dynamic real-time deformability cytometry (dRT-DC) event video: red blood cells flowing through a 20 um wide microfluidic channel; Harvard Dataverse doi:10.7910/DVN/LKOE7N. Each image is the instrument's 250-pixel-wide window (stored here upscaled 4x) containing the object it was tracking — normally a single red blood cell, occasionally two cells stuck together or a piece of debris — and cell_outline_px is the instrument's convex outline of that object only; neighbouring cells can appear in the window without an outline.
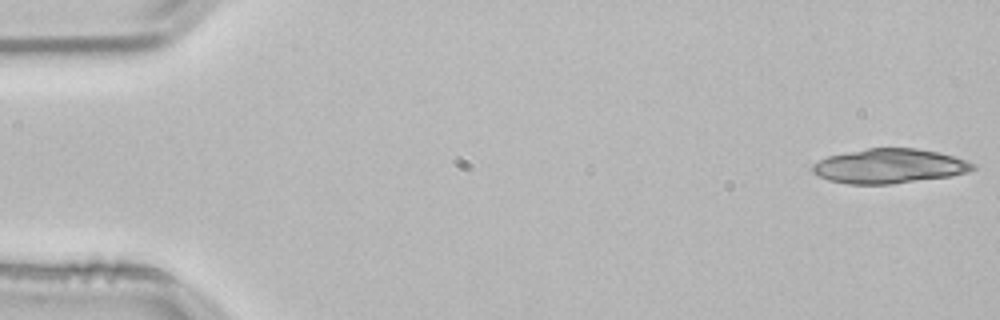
{"species": "common noctule bat (a hibernating species)", "species_latin": "Nyctalus noctula", "temperature_condition": "room temperature", "stored_images_in_passage": 8, "camera_frame_rate_fps": 3000, "um_per_image_px": 0.085, "animal": {"sex": "male", "body_mass_g": 21.5, "forearm_length_mm": 52.0}, "frame": {"image": 1, "passage_image": 1, "time_ms": 0.0, "image_size_px": [1000, 320], "cell_outline_px": [[976, 168], [968, 172], [948, 176], [892, 184], [848, 184], [828, 180], [812, 172], [812, 164], [828, 156], [868, 148], [916, 148], [936, 152], [952, 156], [976, 164]], "centroid_in_image_um": [75.57, 14.12], "position_along_channel_um": 9.4, "area_um2": 31.96}}